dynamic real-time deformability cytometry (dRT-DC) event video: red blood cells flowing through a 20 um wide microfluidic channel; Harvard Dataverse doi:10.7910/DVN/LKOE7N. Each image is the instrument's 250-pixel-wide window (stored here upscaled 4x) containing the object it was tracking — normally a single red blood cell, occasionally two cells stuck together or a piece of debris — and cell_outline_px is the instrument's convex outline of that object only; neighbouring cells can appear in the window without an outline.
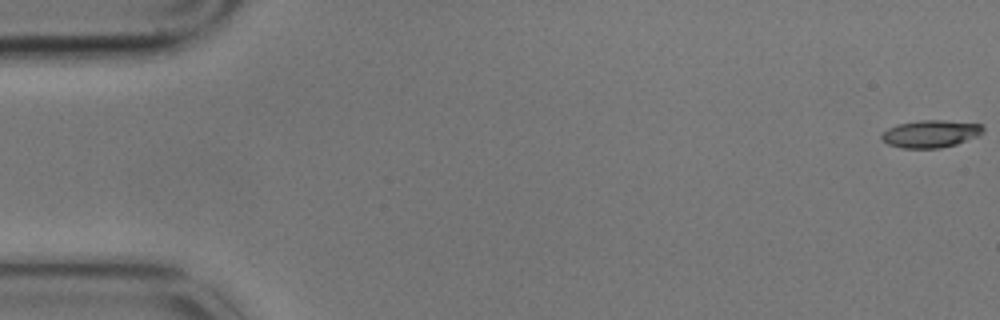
{"species": "common noctule bat (a hibernating species)", "species_latin": "Nyctalus noctula", "temperature_condition": "cold", "stored_images_in_passage": 6, "camera_frame_rate_fps": 3000, "um_per_image_px": 0.085, "animal": {"sex": "male", "body_mass_g": 17.9}, "frame": {"image": 1, "passage_image": 1, "time_ms": 0.0, "image_size_px": [1000, 320], "cell_outline_px": [[984, 128], [976, 136], [956, 144], [940, 148], [904, 148], [888, 144], [880, 140], [880, 136], [888, 128], [896, 124], [920, 120], [944, 120], [984, 124]], "centroid_in_image_um": [79.06, 11.36], "position_along_channel_um": 5.9, "area_um2": 16.18}}
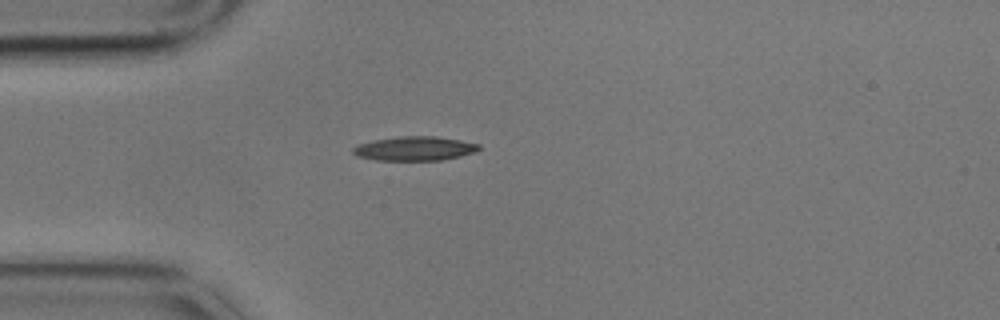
{"frame": {"image": 2, "passage_image": 5, "time_ms": 1.333, "image_size_px": [1000, 320], "cell_outline_px": [[480, 148], [476, 152], [460, 156], [440, 160], [376, 160], [356, 156], [352, 152], [352, 148], [360, 144], [372, 140], [396, 136], [436, 136], [460, 140], [480, 144]], "centroid_in_image_um": [35.24, 12.62], "position_along_channel_um": 49.8, "area_um2": 17.8}}